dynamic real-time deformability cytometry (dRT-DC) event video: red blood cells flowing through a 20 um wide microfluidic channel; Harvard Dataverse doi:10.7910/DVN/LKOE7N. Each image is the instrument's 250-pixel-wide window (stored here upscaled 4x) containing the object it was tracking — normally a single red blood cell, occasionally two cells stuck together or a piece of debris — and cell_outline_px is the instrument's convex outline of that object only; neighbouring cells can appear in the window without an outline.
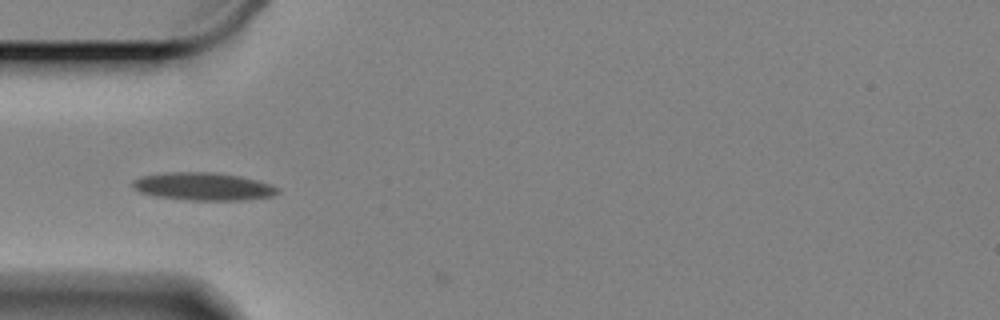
{"species": "Egyptian fruit bat (a non-hibernating species)", "species_latin": "Rousettus aegyptiacus", "temperature_condition": "cold", "stored_images_in_passage": 2, "camera_frame_rate_fps": 3000, "um_per_image_px": 0.085, "animal": {"sex": "female"}, "frame": {"image": 1, "passage_image": 1, "time_ms": 0.0, "image_size_px": [1000, 320], "cell_outline_px": [[280, 192], [272, 196], [244, 200], [192, 200], [156, 196], [140, 192], [132, 188], [132, 180], [140, 176], [164, 172], [216, 172], [240, 176], [272, 184], [280, 188]], "centroid_in_image_um": [17.28, 15.84], "position_along_channel_um": 67.7, "area_um2": 23.7}}